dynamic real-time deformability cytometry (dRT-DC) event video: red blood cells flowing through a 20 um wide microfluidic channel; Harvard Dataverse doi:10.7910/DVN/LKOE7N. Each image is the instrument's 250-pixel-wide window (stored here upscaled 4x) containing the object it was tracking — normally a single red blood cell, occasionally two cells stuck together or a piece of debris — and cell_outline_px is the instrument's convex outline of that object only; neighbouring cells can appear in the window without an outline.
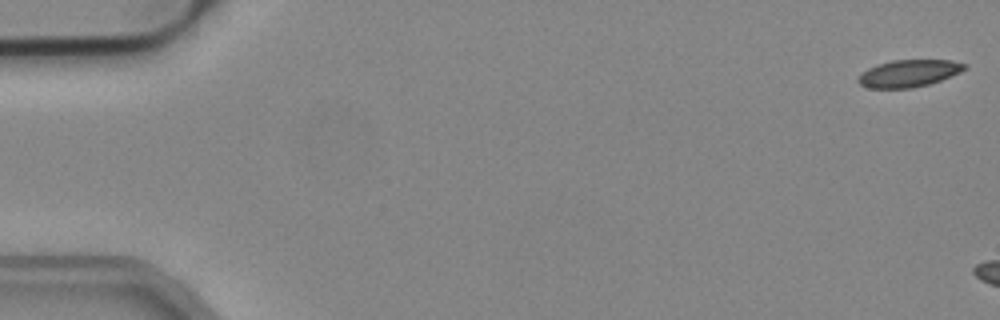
{"species": "common noctule bat (a hibernating species)", "species_latin": "Nyctalus noctula", "temperature_condition": "cold", "stored_images_in_passage": 6, "camera_frame_rate_fps": 3000, "um_per_image_px": 0.085, "animal": {"sex": "male", "body_mass_g": 19.2, "forearm_length_mm": 51.8}, "frame": {"image": 1, "passage_image": 1, "time_ms": 0.0, "image_size_px": [1000, 320], "cell_outline_px": [[968, 68], [960, 72], [940, 80], [928, 84], [912, 88], [868, 88], [860, 84], [856, 80], [860, 72], [876, 64], [892, 60], [952, 60], [968, 64]], "centroid_in_image_um": [77.23, 6.22], "position_along_channel_um": 7.8, "area_um2": 16.99}}